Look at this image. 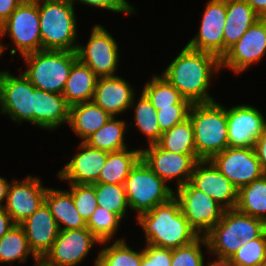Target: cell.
Listing matches in <instances>:
<instances>
[{
  "label": "cell",
  "instance_id": "obj_1",
  "mask_svg": "<svg viewBox=\"0 0 266 266\" xmlns=\"http://www.w3.org/2000/svg\"><path fill=\"white\" fill-rule=\"evenodd\" d=\"M221 60L208 52L187 45L164 70L163 76L191 104L214 102L208 93L212 70L218 72Z\"/></svg>",
  "mask_w": 266,
  "mask_h": 266
},
{
  "label": "cell",
  "instance_id": "obj_2",
  "mask_svg": "<svg viewBox=\"0 0 266 266\" xmlns=\"http://www.w3.org/2000/svg\"><path fill=\"white\" fill-rule=\"evenodd\" d=\"M145 231L147 244L174 249L192 243L199 235L188 224L179 201L173 196L152 210L137 215Z\"/></svg>",
  "mask_w": 266,
  "mask_h": 266
},
{
  "label": "cell",
  "instance_id": "obj_3",
  "mask_svg": "<svg viewBox=\"0 0 266 266\" xmlns=\"http://www.w3.org/2000/svg\"><path fill=\"white\" fill-rule=\"evenodd\" d=\"M198 160H210L228 145L226 109L216 102L192 104L189 110Z\"/></svg>",
  "mask_w": 266,
  "mask_h": 266
},
{
  "label": "cell",
  "instance_id": "obj_4",
  "mask_svg": "<svg viewBox=\"0 0 266 266\" xmlns=\"http://www.w3.org/2000/svg\"><path fill=\"white\" fill-rule=\"evenodd\" d=\"M39 28L42 50L76 51V18L70 0L39 2Z\"/></svg>",
  "mask_w": 266,
  "mask_h": 266
},
{
  "label": "cell",
  "instance_id": "obj_5",
  "mask_svg": "<svg viewBox=\"0 0 266 266\" xmlns=\"http://www.w3.org/2000/svg\"><path fill=\"white\" fill-rule=\"evenodd\" d=\"M23 58L29 68L24 75L37 89L62 94L72 65L78 60L76 51L40 50Z\"/></svg>",
  "mask_w": 266,
  "mask_h": 266
},
{
  "label": "cell",
  "instance_id": "obj_6",
  "mask_svg": "<svg viewBox=\"0 0 266 266\" xmlns=\"http://www.w3.org/2000/svg\"><path fill=\"white\" fill-rule=\"evenodd\" d=\"M165 183L141 158L124 183L129 207L139 215L169 201L175 194Z\"/></svg>",
  "mask_w": 266,
  "mask_h": 266
},
{
  "label": "cell",
  "instance_id": "obj_7",
  "mask_svg": "<svg viewBox=\"0 0 266 266\" xmlns=\"http://www.w3.org/2000/svg\"><path fill=\"white\" fill-rule=\"evenodd\" d=\"M10 34L22 56L42 50L39 0H24L1 25L0 36Z\"/></svg>",
  "mask_w": 266,
  "mask_h": 266
},
{
  "label": "cell",
  "instance_id": "obj_8",
  "mask_svg": "<svg viewBox=\"0 0 266 266\" xmlns=\"http://www.w3.org/2000/svg\"><path fill=\"white\" fill-rule=\"evenodd\" d=\"M180 209L188 224L200 234L206 235L223 217L226 210L211 196L195 188L190 182L177 188Z\"/></svg>",
  "mask_w": 266,
  "mask_h": 266
},
{
  "label": "cell",
  "instance_id": "obj_9",
  "mask_svg": "<svg viewBox=\"0 0 266 266\" xmlns=\"http://www.w3.org/2000/svg\"><path fill=\"white\" fill-rule=\"evenodd\" d=\"M210 161L238 190L265 175L254 148L228 147Z\"/></svg>",
  "mask_w": 266,
  "mask_h": 266
},
{
  "label": "cell",
  "instance_id": "obj_10",
  "mask_svg": "<svg viewBox=\"0 0 266 266\" xmlns=\"http://www.w3.org/2000/svg\"><path fill=\"white\" fill-rule=\"evenodd\" d=\"M35 86L21 74L14 77L8 71L0 76V105L14 121L34 123Z\"/></svg>",
  "mask_w": 266,
  "mask_h": 266
},
{
  "label": "cell",
  "instance_id": "obj_11",
  "mask_svg": "<svg viewBox=\"0 0 266 266\" xmlns=\"http://www.w3.org/2000/svg\"><path fill=\"white\" fill-rule=\"evenodd\" d=\"M76 54L98 77L117 76L118 45L104 27L95 25L87 45H78Z\"/></svg>",
  "mask_w": 266,
  "mask_h": 266
},
{
  "label": "cell",
  "instance_id": "obj_12",
  "mask_svg": "<svg viewBox=\"0 0 266 266\" xmlns=\"http://www.w3.org/2000/svg\"><path fill=\"white\" fill-rule=\"evenodd\" d=\"M141 158L166 183L177 178V188L190 181L197 154H178L162 149L157 143L141 150Z\"/></svg>",
  "mask_w": 266,
  "mask_h": 266
},
{
  "label": "cell",
  "instance_id": "obj_13",
  "mask_svg": "<svg viewBox=\"0 0 266 266\" xmlns=\"http://www.w3.org/2000/svg\"><path fill=\"white\" fill-rule=\"evenodd\" d=\"M96 242L100 243L87 227L59 230L51 249L42 259L54 266H76Z\"/></svg>",
  "mask_w": 266,
  "mask_h": 266
},
{
  "label": "cell",
  "instance_id": "obj_14",
  "mask_svg": "<svg viewBox=\"0 0 266 266\" xmlns=\"http://www.w3.org/2000/svg\"><path fill=\"white\" fill-rule=\"evenodd\" d=\"M229 147L254 148L266 128V120L256 108L249 105L226 109Z\"/></svg>",
  "mask_w": 266,
  "mask_h": 266
},
{
  "label": "cell",
  "instance_id": "obj_15",
  "mask_svg": "<svg viewBox=\"0 0 266 266\" xmlns=\"http://www.w3.org/2000/svg\"><path fill=\"white\" fill-rule=\"evenodd\" d=\"M266 52V18H260L231 46L221 59L222 66L240 73L259 61Z\"/></svg>",
  "mask_w": 266,
  "mask_h": 266
},
{
  "label": "cell",
  "instance_id": "obj_16",
  "mask_svg": "<svg viewBox=\"0 0 266 266\" xmlns=\"http://www.w3.org/2000/svg\"><path fill=\"white\" fill-rule=\"evenodd\" d=\"M226 19V0H209L199 33L187 44L188 47L211 53L220 60L224 56V26Z\"/></svg>",
  "mask_w": 266,
  "mask_h": 266
},
{
  "label": "cell",
  "instance_id": "obj_17",
  "mask_svg": "<svg viewBox=\"0 0 266 266\" xmlns=\"http://www.w3.org/2000/svg\"><path fill=\"white\" fill-rule=\"evenodd\" d=\"M206 165L208 166L205 168L204 166ZM189 182L195 188L211 196L213 200L225 209H234L236 207L238 189L210 160L196 162Z\"/></svg>",
  "mask_w": 266,
  "mask_h": 266
},
{
  "label": "cell",
  "instance_id": "obj_18",
  "mask_svg": "<svg viewBox=\"0 0 266 266\" xmlns=\"http://www.w3.org/2000/svg\"><path fill=\"white\" fill-rule=\"evenodd\" d=\"M46 190L39 178L30 175L24 182L15 180L9 185L4 210L15 224H20L45 202Z\"/></svg>",
  "mask_w": 266,
  "mask_h": 266
},
{
  "label": "cell",
  "instance_id": "obj_19",
  "mask_svg": "<svg viewBox=\"0 0 266 266\" xmlns=\"http://www.w3.org/2000/svg\"><path fill=\"white\" fill-rule=\"evenodd\" d=\"M30 250L39 259L51 249L59 233V227L49 207L44 202L32 215L20 223Z\"/></svg>",
  "mask_w": 266,
  "mask_h": 266
},
{
  "label": "cell",
  "instance_id": "obj_20",
  "mask_svg": "<svg viewBox=\"0 0 266 266\" xmlns=\"http://www.w3.org/2000/svg\"><path fill=\"white\" fill-rule=\"evenodd\" d=\"M80 148L82 152L76 154L57 175L74 184L97 183L109 152L92 148L84 141Z\"/></svg>",
  "mask_w": 266,
  "mask_h": 266
},
{
  "label": "cell",
  "instance_id": "obj_21",
  "mask_svg": "<svg viewBox=\"0 0 266 266\" xmlns=\"http://www.w3.org/2000/svg\"><path fill=\"white\" fill-rule=\"evenodd\" d=\"M92 101L115 117L133 105L134 93L127 81L119 76L98 77Z\"/></svg>",
  "mask_w": 266,
  "mask_h": 266
},
{
  "label": "cell",
  "instance_id": "obj_22",
  "mask_svg": "<svg viewBox=\"0 0 266 266\" xmlns=\"http://www.w3.org/2000/svg\"><path fill=\"white\" fill-rule=\"evenodd\" d=\"M34 124L41 128L54 129L69 122L70 106L62 94L35 88Z\"/></svg>",
  "mask_w": 266,
  "mask_h": 266
},
{
  "label": "cell",
  "instance_id": "obj_23",
  "mask_svg": "<svg viewBox=\"0 0 266 266\" xmlns=\"http://www.w3.org/2000/svg\"><path fill=\"white\" fill-rule=\"evenodd\" d=\"M259 15L243 0H226L224 26V55L253 25Z\"/></svg>",
  "mask_w": 266,
  "mask_h": 266
},
{
  "label": "cell",
  "instance_id": "obj_24",
  "mask_svg": "<svg viewBox=\"0 0 266 266\" xmlns=\"http://www.w3.org/2000/svg\"><path fill=\"white\" fill-rule=\"evenodd\" d=\"M204 236L210 252L220 259H230L243 244L234 232V209H226L221 220Z\"/></svg>",
  "mask_w": 266,
  "mask_h": 266
},
{
  "label": "cell",
  "instance_id": "obj_25",
  "mask_svg": "<svg viewBox=\"0 0 266 266\" xmlns=\"http://www.w3.org/2000/svg\"><path fill=\"white\" fill-rule=\"evenodd\" d=\"M98 76L77 60L70 70L62 95L69 106L93 100Z\"/></svg>",
  "mask_w": 266,
  "mask_h": 266
},
{
  "label": "cell",
  "instance_id": "obj_26",
  "mask_svg": "<svg viewBox=\"0 0 266 266\" xmlns=\"http://www.w3.org/2000/svg\"><path fill=\"white\" fill-rule=\"evenodd\" d=\"M45 203L50 209L59 230L82 229L87 223L76 210L72 194L69 191L47 188ZM61 224L64 225L61 228Z\"/></svg>",
  "mask_w": 266,
  "mask_h": 266
},
{
  "label": "cell",
  "instance_id": "obj_27",
  "mask_svg": "<svg viewBox=\"0 0 266 266\" xmlns=\"http://www.w3.org/2000/svg\"><path fill=\"white\" fill-rule=\"evenodd\" d=\"M111 116L93 101L70 106L69 125L85 141L99 130Z\"/></svg>",
  "mask_w": 266,
  "mask_h": 266
},
{
  "label": "cell",
  "instance_id": "obj_28",
  "mask_svg": "<svg viewBox=\"0 0 266 266\" xmlns=\"http://www.w3.org/2000/svg\"><path fill=\"white\" fill-rule=\"evenodd\" d=\"M141 159V149L128 151L127 148L109 152L101 169L97 183L124 185L132 168Z\"/></svg>",
  "mask_w": 266,
  "mask_h": 266
},
{
  "label": "cell",
  "instance_id": "obj_29",
  "mask_svg": "<svg viewBox=\"0 0 266 266\" xmlns=\"http://www.w3.org/2000/svg\"><path fill=\"white\" fill-rule=\"evenodd\" d=\"M235 208L266 223V175L238 190Z\"/></svg>",
  "mask_w": 266,
  "mask_h": 266
},
{
  "label": "cell",
  "instance_id": "obj_30",
  "mask_svg": "<svg viewBox=\"0 0 266 266\" xmlns=\"http://www.w3.org/2000/svg\"><path fill=\"white\" fill-rule=\"evenodd\" d=\"M125 121L111 118L84 142L90 147L106 152H114L127 148L124 144Z\"/></svg>",
  "mask_w": 266,
  "mask_h": 266
},
{
  "label": "cell",
  "instance_id": "obj_31",
  "mask_svg": "<svg viewBox=\"0 0 266 266\" xmlns=\"http://www.w3.org/2000/svg\"><path fill=\"white\" fill-rule=\"evenodd\" d=\"M157 144L169 152L178 154H196L194 129L190 118L176 124L161 134Z\"/></svg>",
  "mask_w": 266,
  "mask_h": 266
},
{
  "label": "cell",
  "instance_id": "obj_32",
  "mask_svg": "<svg viewBox=\"0 0 266 266\" xmlns=\"http://www.w3.org/2000/svg\"><path fill=\"white\" fill-rule=\"evenodd\" d=\"M142 93L156 110L171 107V105H192L163 76L155 75L150 82H146Z\"/></svg>",
  "mask_w": 266,
  "mask_h": 266
},
{
  "label": "cell",
  "instance_id": "obj_33",
  "mask_svg": "<svg viewBox=\"0 0 266 266\" xmlns=\"http://www.w3.org/2000/svg\"><path fill=\"white\" fill-rule=\"evenodd\" d=\"M30 253L34 260L37 261L38 258L30 250L27 237L20 224L12 226L0 239V263H9L15 260L26 261Z\"/></svg>",
  "mask_w": 266,
  "mask_h": 266
},
{
  "label": "cell",
  "instance_id": "obj_34",
  "mask_svg": "<svg viewBox=\"0 0 266 266\" xmlns=\"http://www.w3.org/2000/svg\"><path fill=\"white\" fill-rule=\"evenodd\" d=\"M125 240H116L110 247L101 250L95 266H141L142 254L128 247Z\"/></svg>",
  "mask_w": 266,
  "mask_h": 266
},
{
  "label": "cell",
  "instance_id": "obj_35",
  "mask_svg": "<svg viewBox=\"0 0 266 266\" xmlns=\"http://www.w3.org/2000/svg\"><path fill=\"white\" fill-rule=\"evenodd\" d=\"M98 206L115 213L120 219L125 216L128 201L124 185L111 183H93Z\"/></svg>",
  "mask_w": 266,
  "mask_h": 266
},
{
  "label": "cell",
  "instance_id": "obj_36",
  "mask_svg": "<svg viewBox=\"0 0 266 266\" xmlns=\"http://www.w3.org/2000/svg\"><path fill=\"white\" fill-rule=\"evenodd\" d=\"M136 126L149 139L150 144H156L161 138V130L157 119V111L149 99L142 93L135 108Z\"/></svg>",
  "mask_w": 266,
  "mask_h": 266
},
{
  "label": "cell",
  "instance_id": "obj_37",
  "mask_svg": "<svg viewBox=\"0 0 266 266\" xmlns=\"http://www.w3.org/2000/svg\"><path fill=\"white\" fill-rule=\"evenodd\" d=\"M121 219L105 208L98 206L87 221V228L102 244H106L114 235Z\"/></svg>",
  "mask_w": 266,
  "mask_h": 266
},
{
  "label": "cell",
  "instance_id": "obj_38",
  "mask_svg": "<svg viewBox=\"0 0 266 266\" xmlns=\"http://www.w3.org/2000/svg\"><path fill=\"white\" fill-rule=\"evenodd\" d=\"M266 259V230L256 239L243 243L229 259L236 266H259Z\"/></svg>",
  "mask_w": 266,
  "mask_h": 266
},
{
  "label": "cell",
  "instance_id": "obj_39",
  "mask_svg": "<svg viewBox=\"0 0 266 266\" xmlns=\"http://www.w3.org/2000/svg\"><path fill=\"white\" fill-rule=\"evenodd\" d=\"M70 185L69 192L72 194L76 210L87 223L98 207L95 188L92 184L71 183Z\"/></svg>",
  "mask_w": 266,
  "mask_h": 266
},
{
  "label": "cell",
  "instance_id": "obj_40",
  "mask_svg": "<svg viewBox=\"0 0 266 266\" xmlns=\"http://www.w3.org/2000/svg\"><path fill=\"white\" fill-rule=\"evenodd\" d=\"M201 243L208 246L204 235L188 245L172 249L171 266H204Z\"/></svg>",
  "mask_w": 266,
  "mask_h": 266
},
{
  "label": "cell",
  "instance_id": "obj_41",
  "mask_svg": "<svg viewBox=\"0 0 266 266\" xmlns=\"http://www.w3.org/2000/svg\"><path fill=\"white\" fill-rule=\"evenodd\" d=\"M266 230V223L234 208V232L243 243L258 238Z\"/></svg>",
  "mask_w": 266,
  "mask_h": 266
},
{
  "label": "cell",
  "instance_id": "obj_42",
  "mask_svg": "<svg viewBox=\"0 0 266 266\" xmlns=\"http://www.w3.org/2000/svg\"><path fill=\"white\" fill-rule=\"evenodd\" d=\"M190 107L191 105H171V107L156 110L161 132L170 130L188 118Z\"/></svg>",
  "mask_w": 266,
  "mask_h": 266
},
{
  "label": "cell",
  "instance_id": "obj_43",
  "mask_svg": "<svg viewBox=\"0 0 266 266\" xmlns=\"http://www.w3.org/2000/svg\"><path fill=\"white\" fill-rule=\"evenodd\" d=\"M172 249L147 244L143 249L141 266H171Z\"/></svg>",
  "mask_w": 266,
  "mask_h": 266
},
{
  "label": "cell",
  "instance_id": "obj_44",
  "mask_svg": "<svg viewBox=\"0 0 266 266\" xmlns=\"http://www.w3.org/2000/svg\"><path fill=\"white\" fill-rule=\"evenodd\" d=\"M75 0H70L74 5ZM86 5H91L115 12L134 13V9L126 0H77Z\"/></svg>",
  "mask_w": 266,
  "mask_h": 266
},
{
  "label": "cell",
  "instance_id": "obj_45",
  "mask_svg": "<svg viewBox=\"0 0 266 266\" xmlns=\"http://www.w3.org/2000/svg\"><path fill=\"white\" fill-rule=\"evenodd\" d=\"M24 0H0V26Z\"/></svg>",
  "mask_w": 266,
  "mask_h": 266
},
{
  "label": "cell",
  "instance_id": "obj_46",
  "mask_svg": "<svg viewBox=\"0 0 266 266\" xmlns=\"http://www.w3.org/2000/svg\"><path fill=\"white\" fill-rule=\"evenodd\" d=\"M255 152L266 175V128L255 144Z\"/></svg>",
  "mask_w": 266,
  "mask_h": 266
},
{
  "label": "cell",
  "instance_id": "obj_47",
  "mask_svg": "<svg viewBox=\"0 0 266 266\" xmlns=\"http://www.w3.org/2000/svg\"><path fill=\"white\" fill-rule=\"evenodd\" d=\"M15 223L12 221L11 216L4 210H0V239L10 230Z\"/></svg>",
  "mask_w": 266,
  "mask_h": 266
},
{
  "label": "cell",
  "instance_id": "obj_48",
  "mask_svg": "<svg viewBox=\"0 0 266 266\" xmlns=\"http://www.w3.org/2000/svg\"><path fill=\"white\" fill-rule=\"evenodd\" d=\"M259 15L260 18H266V0H243Z\"/></svg>",
  "mask_w": 266,
  "mask_h": 266
},
{
  "label": "cell",
  "instance_id": "obj_49",
  "mask_svg": "<svg viewBox=\"0 0 266 266\" xmlns=\"http://www.w3.org/2000/svg\"><path fill=\"white\" fill-rule=\"evenodd\" d=\"M9 183L6 179L0 177V210L4 209V206L1 204V202L7 198V192L9 188Z\"/></svg>",
  "mask_w": 266,
  "mask_h": 266
},
{
  "label": "cell",
  "instance_id": "obj_50",
  "mask_svg": "<svg viewBox=\"0 0 266 266\" xmlns=\"http://www.w3.org/2000/svg\"><path fill=\"white\" fill-rule=\"evenodd\" d=\"M209 266H236L229 259H217L214 262H211Z\"/></svg>",
  "mask_w": 266,
  "mask_h": 266
},
{
  "label": "cell",
  "instance_id": "obj_51",
  "mask_svg": "<svg viewBox=\"0 0 266 266\" xmlns=\"http://www.w3.org/2000/svg\"><path fill=\"white\" fill-rule=\"evenodd\" d=\"M36 262L38 263V264H36L37 266H54V265L48 264L42 258H39Z\"/></svg>",
  "mask_w": 266,
  "mask_h": 266
},
{
  "label": "cell",
  "instance_id": "obj_52",
  "mask_svg": "<svg viewBox=\"0 0 266 266\" xmlns=\"http://www.w3.org/2000/svg\"><path fill=\"white\" fill-rule=\"evenodd\" d=\"M4 48H5L4 45H0V55L3 52Z\"/></svg>",
  "mask_w": 266,
  "mask_h": 266
},
{
  "label": "cell",
  "instance_id": "obj_53",
  "mask_svg": "<svg viewBox=\"0 0 266 266\" xmlns=\"http://www.w3.org/2000/svg\"><path fill=\"white\" fill-rule=\"evenodd\" d=\"M259 266H266V259Z\"/></svg>",
  "mask_w": 266,
  "mask_h": 266
}]
</instances>
